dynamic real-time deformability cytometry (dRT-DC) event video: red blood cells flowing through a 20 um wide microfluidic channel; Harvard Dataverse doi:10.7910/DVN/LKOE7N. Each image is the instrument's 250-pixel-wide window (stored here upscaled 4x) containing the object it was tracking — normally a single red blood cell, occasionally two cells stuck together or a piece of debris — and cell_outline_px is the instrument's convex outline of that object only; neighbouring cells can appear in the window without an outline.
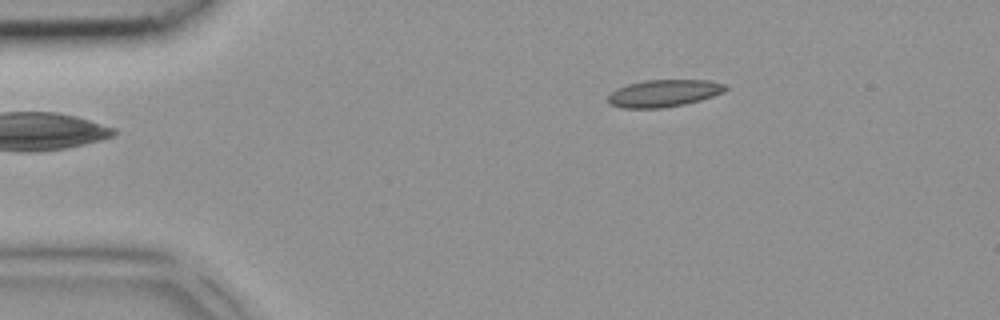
{"species": "common noctule bat (a hibernating species)", "species_latin": "Nyctalus noctula", "temperature_condition": "room temperature", "stored_images_in_passage": 4, "camera_frame_rate_fps": 3000, "um_per_image_px": 0.085, "animal": {"sex": "female", "body_mass_g": 18.4}, "frame": {"image": 1, "passage_image": 4, "time_ms": 1.0, "image_size_px": [1000, 320], "cell_outline_px": [[728, 88], [724, 92], [700, 100], [684, 104], [660, 108], [620, 108], [612, 104], [608, 100], [608, 96], [616, 88], [628, 84], [644, 80], [708, 80], [728, 84]], "centroid_in_image_um": [56.45, 7.92], "position_along_channel_um": 28.6, "area_um2": 18.61}}